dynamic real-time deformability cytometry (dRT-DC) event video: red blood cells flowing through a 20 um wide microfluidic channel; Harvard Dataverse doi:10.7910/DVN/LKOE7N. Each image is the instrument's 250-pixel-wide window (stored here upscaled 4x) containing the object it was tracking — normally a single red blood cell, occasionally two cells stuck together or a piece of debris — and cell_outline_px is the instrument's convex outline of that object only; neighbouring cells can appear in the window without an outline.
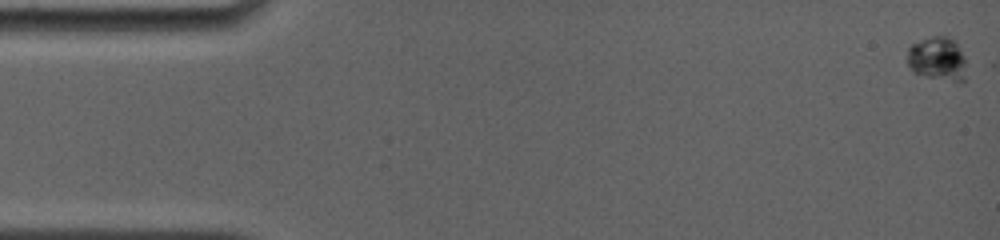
{"species": "common noctule bat (a hibernating species)", "species_latin": "Nyctalus noctula", "temperature_condition": "room temperature", "stored_images_in_passage": 9, "camera_frame_rate_fps": 4000, "um_per_image_px": 0.085, "animal": {"sex": "female", "body_mass_g": 19.0, "forearm_length_mm": 56.7}, "frame": {"image": 1, "passage_image": 1, "time_ms": 0.0, "image_size_px": [1000, 240], "cell_outline_px": [[964, 80], [960, 84], [912, 72], [904, 60], [908, 48], [912, 44], [920, 40], [932, 36], [948, 36], [956, 44], [964, 56]], "centroid_in_image_um": [79.62, 5.01], "position_along_channel_um": 5.4, "area_um2": 15.26}}
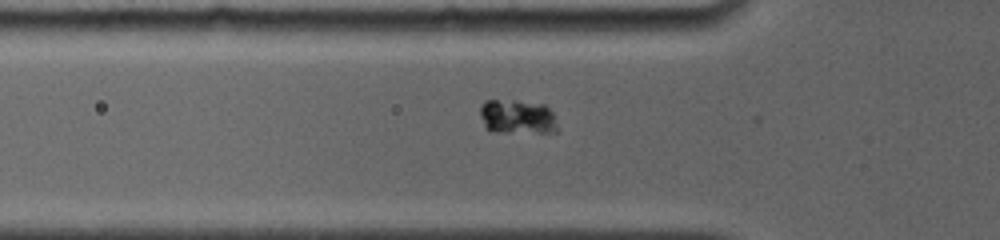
{"frame": {"image": 2, "passage_image": 7, "time_ms": 5.75, "image_size_px": [1000, 240], "cell_outline_px": [[560, 128], [556, 132], [488, 132], [484, 128], [480, 116], [480, 104], [484, 100], [516, 100], [544, 104], [552, 112]], "centroid_in_image_um": [43.94, 9.93], "position_along_channel_um": 81.9, "area_um2": 16.01}}
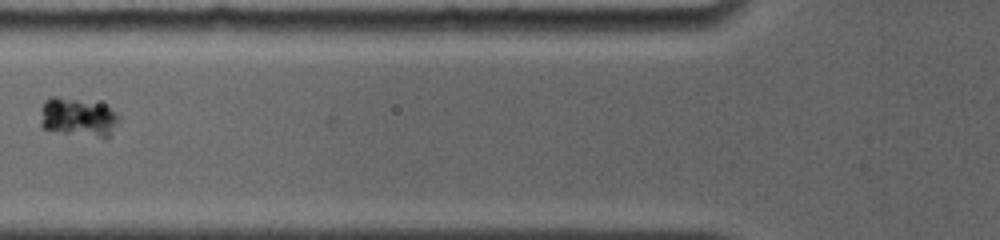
{"frame": {"image": 3, "passage_image": 8, "time_ms": 6.75, "image_size_px": [1000, 240], "cell_outline_px": [[120, 120], [108, 136], [100, 136], [64, 132], [44, 128], [40, 124], [40, 108], [44, 100], [52, 96], [56, 96], [104, 104], [116, 112], [120, 116]], "centroid_in_image_um": [6.61, 9.91], "position_along_channel_um": 119.2, "area_um2": 17.46}}